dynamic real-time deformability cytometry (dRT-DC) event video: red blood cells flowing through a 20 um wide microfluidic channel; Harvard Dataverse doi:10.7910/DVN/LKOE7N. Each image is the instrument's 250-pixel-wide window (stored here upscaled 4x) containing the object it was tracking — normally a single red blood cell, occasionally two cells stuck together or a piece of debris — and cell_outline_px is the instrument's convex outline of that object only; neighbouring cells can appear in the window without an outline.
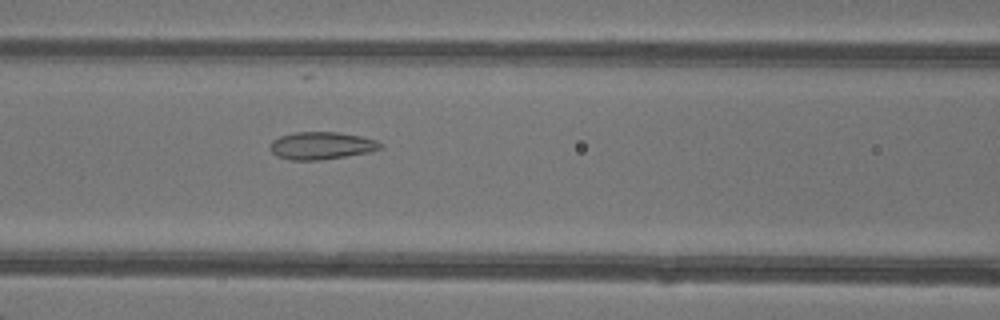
{"species": "common noctule bat (a hibernating species)", "species_latin": "Nyctalus noctula", "temperature_condition": "warm", "stored_images_in_passage": 49, "camera_frame_rate_fps": 3000, "um_per_image_px": 0.085, "animal": {"sex": "female"}, "frame": {"image": 1, "passage_image": 22, "time_ms": 7.0, "image_size_px": [1000, 320], "cell_outline_px": [[384, 148], [368, 152], [320, 160], [292, 160], [276, 156], [272, 152], [272, 140], [280, 136], [296, 132], [336, 132], [360, 136], [376, 140], [384, 144]], "centroid_in_image_um": [27.36, 12.38], "position_along_channel_um": 139.2, "area_um2": 17.51}}
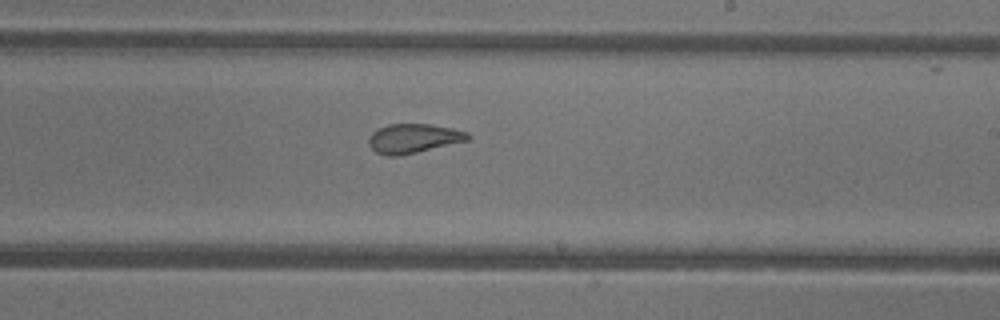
{"frame": {"image": 2, "passage_image": 30, "time_ms": 9.667, "image_size_px": [1000, 320], "cell_outline_px": [[472, 136], [468, 140], [416, 152], [396, 156], [388, 156], [376, 152], [368, 144], [368, 136], [372, 132], [388, 124], [428, 124], [452, 128], [468, 132]], "centroid_in_image_um": [35.13, 11.76], "position_along_channel_um": 253.9, "area_um2": 16.76}}
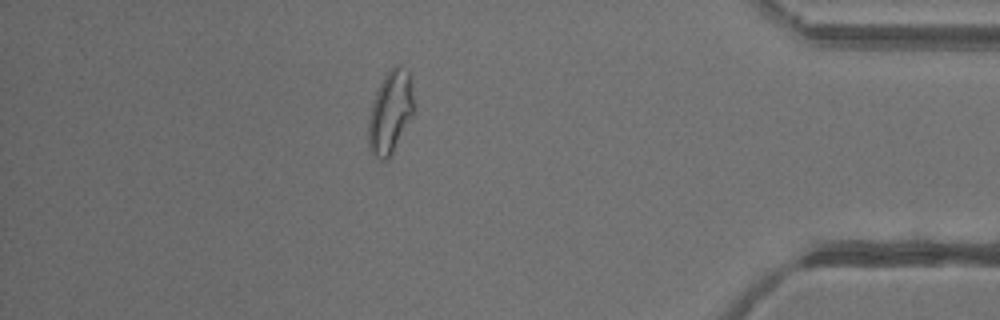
{"frame": {"image": 3, "passage_image": 43, "time_ms": 14.0, "image_size_px": [1000, 320], "cell_outline_px": [[416, 108], [412, 116], [388, 160], [380, 160], [372, 156], [368, 148], [368, 116], [372, 100], [380, 80], [396, 64], [400, 64], [408, 72]], "centroid_in_image_um": [33.15, 9.55], "position_along_channel_um": 402.1, "area_um2": 22.31}, "authors_computed_cell_mechanics": {"area_um2": 21.0392, "velocity_mm_per_s": 4.3024, "shape_relaxation_time_tau1_ms": null, "shape_relaxation_time_tau2_ms": 1.2886, "deformation_change_tau1": null, "deformation_change_tau2": 0.088}}